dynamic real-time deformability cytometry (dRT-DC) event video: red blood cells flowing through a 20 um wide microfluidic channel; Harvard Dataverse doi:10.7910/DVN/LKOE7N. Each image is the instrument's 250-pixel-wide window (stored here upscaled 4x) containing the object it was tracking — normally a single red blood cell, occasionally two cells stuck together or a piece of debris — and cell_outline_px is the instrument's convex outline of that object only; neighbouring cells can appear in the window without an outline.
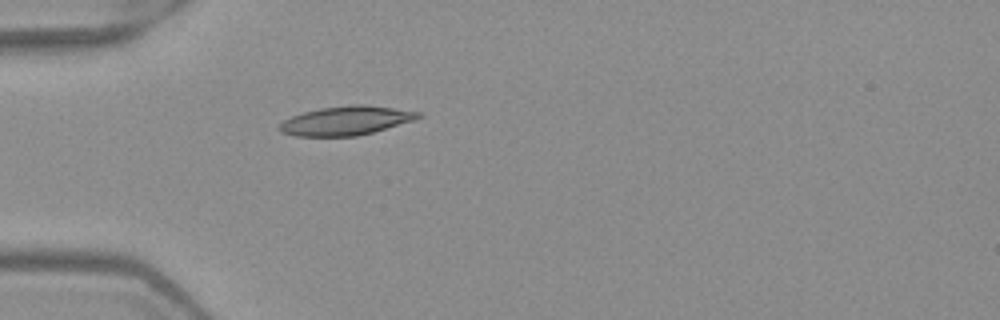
{"species": "Egyptian fruit bat (a non-hibernating species)", "species_latin": "Rousettus aegyptiacus", "temperature_condition": "warm", "stored_images_in_passage": 4, "camera_frame_rate_fps": 3000, "um_per_image_px": 0.085, "frame": {"image": 1, "passage_image": 4, "time_ms": 1.0, "image_size_px": [1000, 320], "cell_outline_px": [[424, 116], [416, 120], [372, 132], [356, 136], [296, 136], [280, 132], [276, 128], [284, 120], [292, 116], [304, 112], [320, 108], [352, 104], [364, 104], [424, 112]], "centroid_in_image_um": [29.45, 10.25], "position_along_channel_um": 55.6, "area_um2": 23.64}}